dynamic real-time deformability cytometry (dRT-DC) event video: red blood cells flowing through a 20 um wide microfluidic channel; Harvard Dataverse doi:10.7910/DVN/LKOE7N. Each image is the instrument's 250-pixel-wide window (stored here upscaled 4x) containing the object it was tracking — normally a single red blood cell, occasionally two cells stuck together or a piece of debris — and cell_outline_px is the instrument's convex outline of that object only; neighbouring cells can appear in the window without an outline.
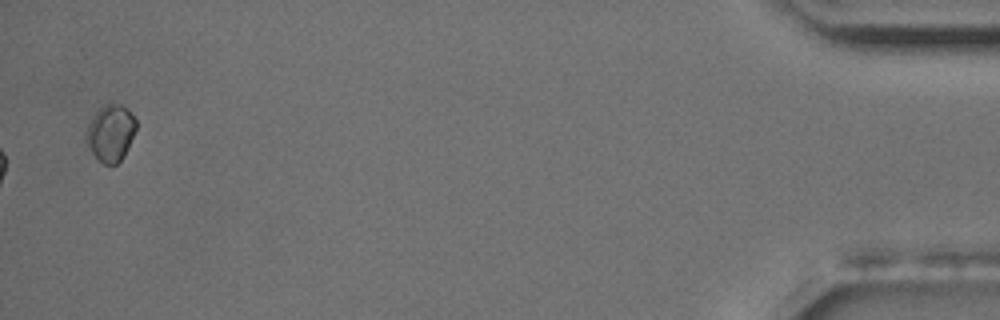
{"species": "common noctule bat (a hibernating species)", "species_latin": "Nyctalus noctula", "temperature_condition": "room temperature", "stored_images_in_passage": 18, "camera_frame_rate_fps": 3000, "um_per_image_px": 0.085, "animal": {"sex": "male", "body_mass_g": 17.5, "forearm_length_mm": 52.3}, "frame": {"image": 1, "passage_image": 18, "time_ms": 5.667, "image_size_px": [1000, 320], "cell_outline_px": [[136, 128], [124, 156], [116, 164], [104, 164], [92, 152], [84, 140], [84, 136], [88, 124], [92, 116], [104, 104], [112, 100], [128, 108], [136, 120]], "centroid_in_image_um": [9.39, 11.25], "position_along_channel_um": 425.8, "area_um2": 16.65}}